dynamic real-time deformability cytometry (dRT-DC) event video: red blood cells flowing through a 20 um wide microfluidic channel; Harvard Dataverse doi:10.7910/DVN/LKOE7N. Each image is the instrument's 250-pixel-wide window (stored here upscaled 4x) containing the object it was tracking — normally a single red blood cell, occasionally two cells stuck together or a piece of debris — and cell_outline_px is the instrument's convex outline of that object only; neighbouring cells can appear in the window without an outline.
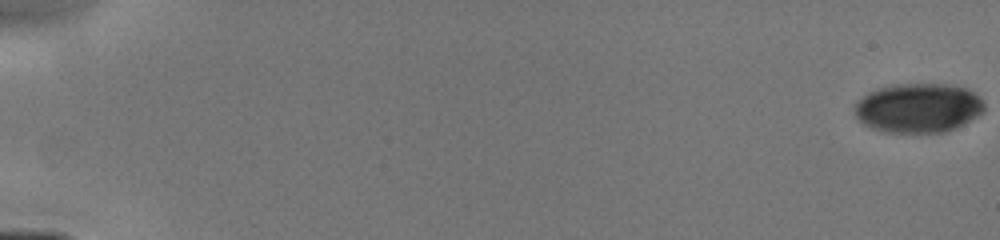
{"species": "human", "species_latin": "Homo sapiens", "temperature_condition": "cold", "stored_images_in_passage": 10, "camera_frame_rate_fps": 3000, "um_per_image_px": 0.085, "donor": {"sex": "male"}, "frame": {"image": 1, "passage_image": 1, "time_ms": 0.0, "image_size_px": [1000, 240], "cell_outline_px": [[984, 112], [964, 124], [956, 128], [944, 132], [884, 132], [872, 128], [864, 124], [856, 116], [856, 100], [868, 92], [876, 88], [892, 84], [948, 84], [968, 88], [980, 96], [984, 104]], "centroid_in_image_um": [78.07, 9.16], "position_along_channel_um": 6.9, "area_um2": 37.57}}
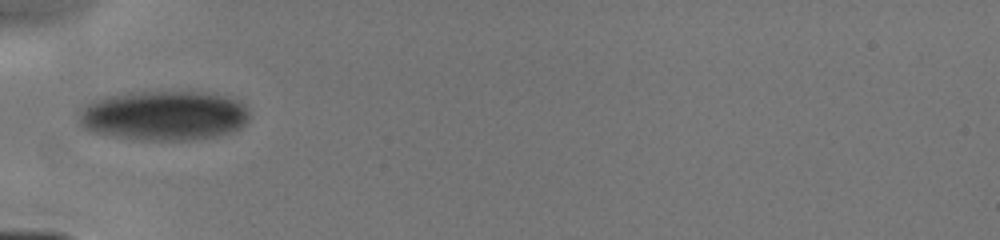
{"frame": {"image": 2, "passage_image": 8, "time_ms": 6.0, "image_size_px": [1000, 240], "cell_outline_px": [[248, 120], [240, 128], [232, 132], [216, 136], [188, 140], [144, 140], [116, 136], [92, 132], [80, 128], [76, 120], [84, 104], [92, 100], [104, 96], [128, 92], [208, 92], [228, 96], [244, 104], [248, 108]], "centroid_in_image_um": [13.89, 9.81], "position_along_channel_um": 71.1, "area_um2": 50.05}}
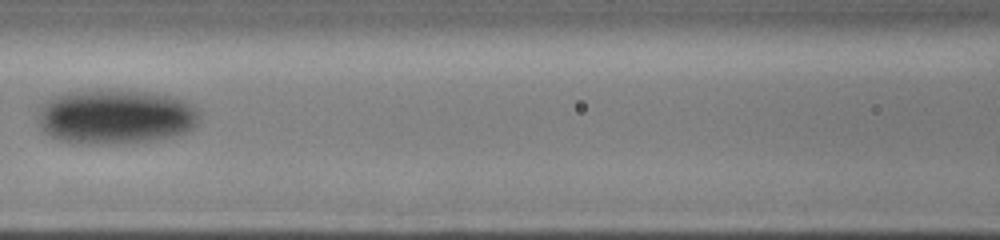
{"frame": {"image": 3, "passage_image": 10, "time_ms": 8.0, "image_size_px": [1000, 240], "cell_outline_px": [[200, 120], [192, 128], [184, 132], [164, 140], [112, 144], [80, 144], [56, 140], [44, 132], [40, 128], [36, 116], [36, 108], [44, 100], [52, 96], [64, 92], [100, 88], [112, 88], [152, 92], [184, 100], [192, 104], [200, 112]], "centroid_in_image_um": [9.75, 9.9], "position_along_channel_um": 156.9, "area_um2": 53.47}}